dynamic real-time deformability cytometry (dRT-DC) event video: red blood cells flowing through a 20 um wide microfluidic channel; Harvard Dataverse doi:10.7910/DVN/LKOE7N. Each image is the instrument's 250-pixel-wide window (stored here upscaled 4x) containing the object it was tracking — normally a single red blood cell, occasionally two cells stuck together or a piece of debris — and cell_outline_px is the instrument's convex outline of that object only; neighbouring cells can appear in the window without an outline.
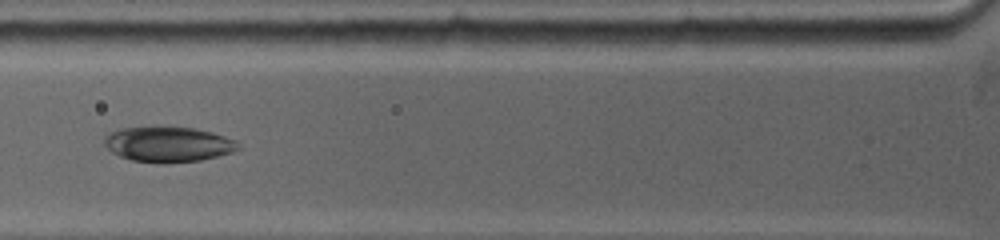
{"species": "common noctule bat (a hibernating species)", "species_latin": "Nyctalus noctula", "temperature_condition": "warm", "stored_images_in_passage": 10, "camera_frame_rate_fps": 5000, "um_per_image_px": 0.085, "animal": {"sex": "female", "body_mass_g": 19.0, "forearm_length_mm": 53.3}, "frame": {"image": 1, "passage_image": 3, "time_ms": 1.2, "image_size_px": [1000, 240], "cell_outline_px": [[240, 148], [232, 152], [200, 160], [132, 160], [120, 156], [112, 152], [104, 144], [104, 140], [112, 132], [124, 128], [192, 128], [212, 132], [236, 140]], "centroid_in_image_um": [14.34, 12.24], "position_along_channel_um": 111.5, "area_um2": 25.95}}
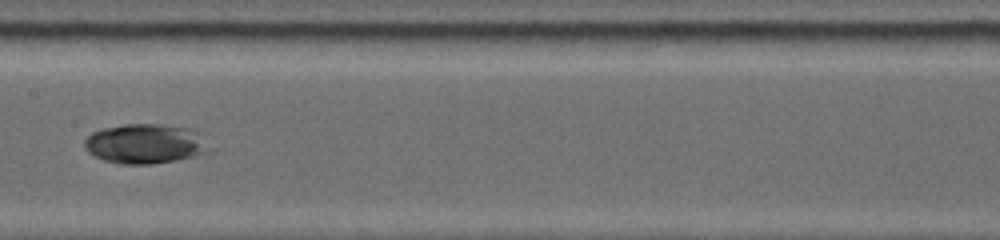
{"frame": {"image": 2, "passage_image": 7, "time_ms": 3.4, "image_size_px": [1000, 240], "cell_outline_px": [[212, 152], [196, 156], [176, 160], [152, 164], [124, 164], [104, 160], [92, 156], [84, 148], [84, 140], [92, 132], [100, 128], [124, 124], [156, 124], [192, 128], [208, 132]], "centroid_in_image_um": [12.47, 12.2], "position_along_channel_um": 194.9, "area_um2": 30.0}}
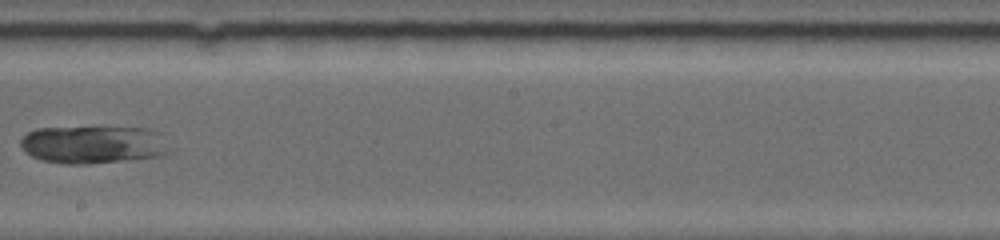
{"frame": {"image": 3, "passage_image": 9, "time_ms": 4.6, "image_size_px": [1000, 240], "cell_outline_px": [[172, 148], [168, 152], [160, 156], [88, 164], [64, 164], [40, 160], [24, 152], [20, 144], [20, 140], [28, 132], [36, 128], [152, 128], [164, 132]], "centroid_in_image_um": [8.0, 12.29], "position_along_channel_um": 240.2, "area_um2": 33.29}}